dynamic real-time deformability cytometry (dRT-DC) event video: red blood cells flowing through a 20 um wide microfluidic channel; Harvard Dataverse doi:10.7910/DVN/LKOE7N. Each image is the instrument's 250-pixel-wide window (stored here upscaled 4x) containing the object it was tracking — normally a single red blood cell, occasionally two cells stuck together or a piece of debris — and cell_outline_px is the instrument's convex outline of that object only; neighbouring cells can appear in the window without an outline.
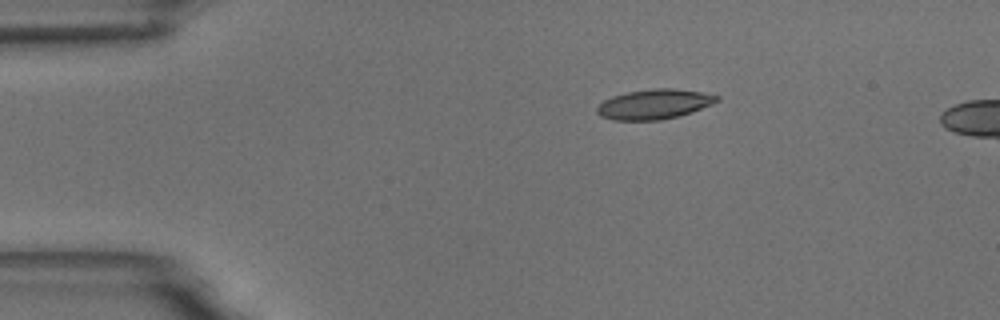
{"species": "common noctule bat (a hibernating species)", "species_latin": "Nyctalus noctula", "temperature_condition": "room temperature", "stored_images_in_passage": 45, "camera_frame_rate_fps": 3000, "um_per_image_px": 0.085, "animal": {"sex": "male", "body_mass_g": 18.8}, "frame": {"image": 1, "passage_image": 1, "time_ms": 0.0, "image_size_px": [1000, 320], "cell_outline_px": [[720, 100], [712, 104], [692, 112], [680, 116], [660, 120], [612, 120], [600, 116], [596, 112], [596, 108], [604, 100], [612, 96], [628, 92], [656, 88], [676, 88], [700, 92], [720, 96]], "centroid_in_image_um": [55.61, 8.86], "position_along_channel_um": 29.4, "area_um2": 20.92}}
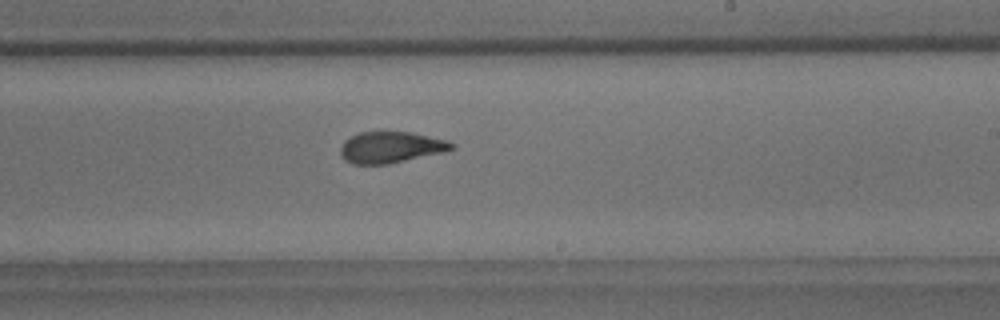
{"frame": {"image": 2, "passage_image": 24, "time_ms": 7.667, "image_size_px": [1000, 320], "cell_outline_px": [[456, 148], [440, 152], [388, 164], [352, 164], [344, 160], [340, 156], [340, 148], [344, 140], [360, 132], [412, 132], [448, 140], [456, 144]], "centroid_in_image_um": [33.2, 12.51], "position_along_channel_um": 255.8, "area_um2": 20.23}}
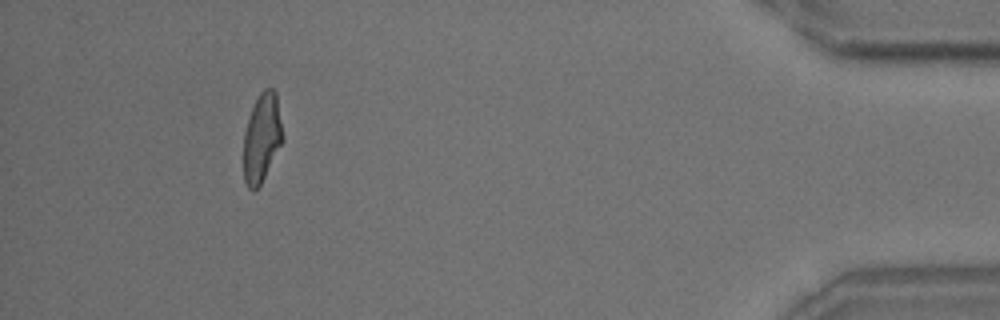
{"frame": {"image": 3, "passage_image": 42, "time_ms": 13.667, "image_size_px": [1000, 320], "cell_outline_px": [[284, 140], [260, 184], [252, 192], [248, 188], [244, 180], [244, 132], [252, 108], [260, 92], [264, 88], [272, 88], [276, 92], [284, 136]], "centroid_in_image_um": [22.27, 11.7], "position_along_channel_um": 412.9, "area_um2": 20.17}}